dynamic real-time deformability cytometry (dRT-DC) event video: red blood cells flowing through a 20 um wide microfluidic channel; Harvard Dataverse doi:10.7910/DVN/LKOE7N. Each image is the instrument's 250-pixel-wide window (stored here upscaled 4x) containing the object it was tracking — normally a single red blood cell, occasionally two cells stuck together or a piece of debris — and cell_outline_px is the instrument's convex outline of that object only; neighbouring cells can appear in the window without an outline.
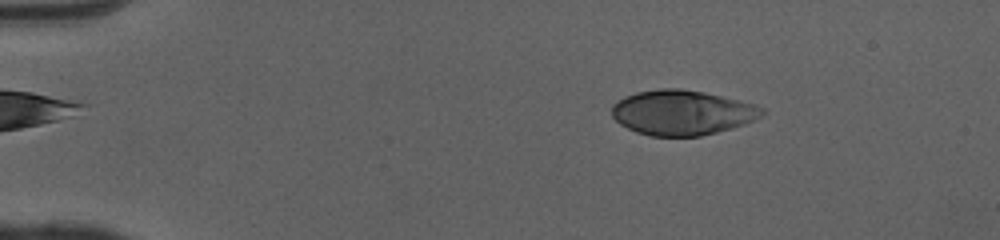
{"species": "human", "species_latin": "Homo sapiens", "temperature_condition": "cold", "stored_images_in_passage": 50, "camera_frame_rate_fps": 3000, "um_per_image_px": 0.085, "donor": {"sex": "female"}, "frame": {"image": 1, "passage_image": 8, "time_ms": 2.333, "image_size_px": [1000, 240], "cell_outline_px": [[764, 112], [760, 116], [744, 124], [716, 132], [700, 136], [652, 136], [636, 132], [620, 124], [612, 116], [612, 104], [616, 100], [624, 96], [636, 92], [660, 88], [680, 88], [704, 92], [756, 104], [764, 108]], "centroid_in_image_um": [57.94, 9.56], "position_along_channel_um": 27.1, "area_um2": 39.3}}
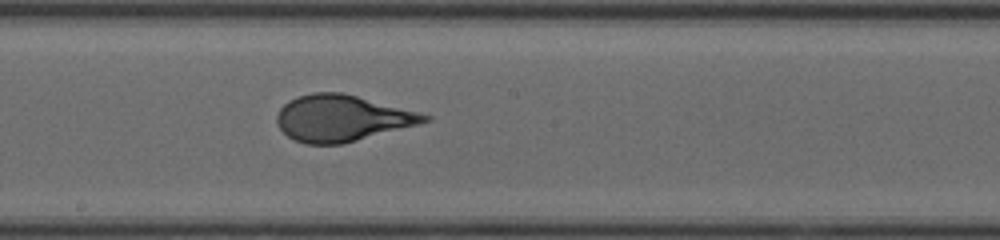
{"frame": {"image": 2, "passage_image": 28, "time_ms": 9.0, "image_size_px": [1000, 240], "cell_outline_px": [[432, 120], [420, 124], [340, 144], [304, 144], [288, 136], [276, 124], [276, 116], [280, 108], [288, 100], [296, 96], [312, 92], [344, 92], [432, 116]], "centroid_in_image_um": [29.04, 10.03], "position_along_channel_um": 219.2, "area_um2": 39.77}}
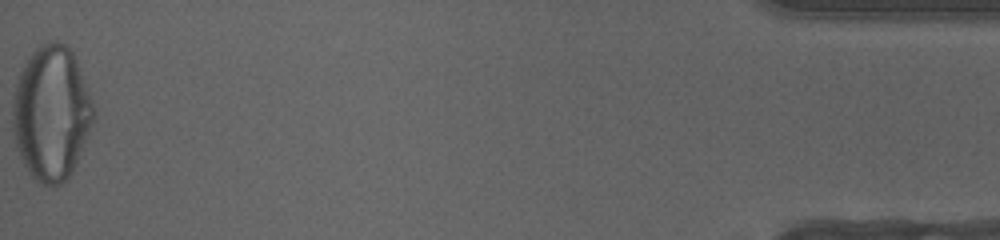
{"frame": {"image": 3, "passage_image": 50, "time_ms": 16.333, "image_size_px": [1000, 240], "cell_outline_px": [[96, 116], [76, 164], [72, 172], [60, 184], [40, 184], [32, 176], [24, 164], [16, 148], [12, 136], [12, 100], [16, 80], [24, 64], [32, 52], [40, 44], [52, 40], [56, 40], [64, 44], [72, 52], [80, 68], [96, 108]], "centroid_in_image_um": [4.36, 9.59], "position_along_channel_um": 430.8, "area_um2": 63.93}, "authors_computed_cell_mechanics": {"area_um2": 39.7664, "velocity_mm_per_s": 4.0921, "shape_relaxation_time_tau1_ms": 4.996, "shape_relaxation_time_tau2_ms": null, "deformation_change_tau1": 0.2384, "deformation_change_tau2": null}}